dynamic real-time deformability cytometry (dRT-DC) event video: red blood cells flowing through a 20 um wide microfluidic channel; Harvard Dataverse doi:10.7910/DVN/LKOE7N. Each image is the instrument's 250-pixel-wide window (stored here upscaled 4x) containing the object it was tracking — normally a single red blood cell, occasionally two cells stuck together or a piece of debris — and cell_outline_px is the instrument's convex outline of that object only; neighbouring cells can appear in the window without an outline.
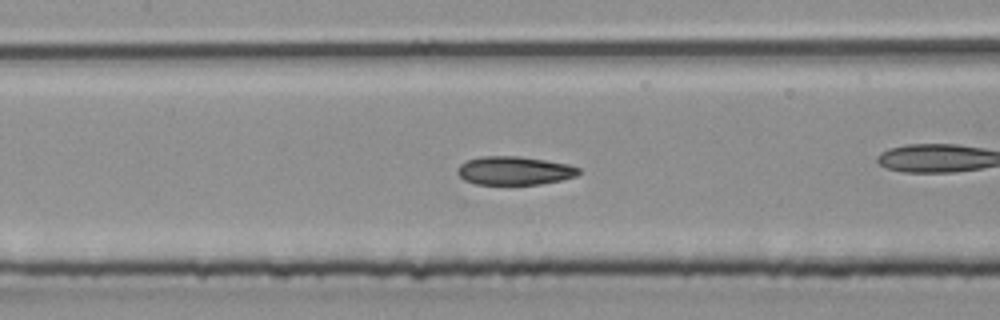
{"species": "common noctule bat (a hibernating species)", "species_latin": "Nyctalus noctula", "temperature_condition": "room temperature", "stored_images_in_passage": 49, "camera_frame_rate_fps": 3000, "um_per_image_px": 0.085, "animal": {"sex": "male", "body_mass_g": 20.4}, "frame": {"image": 1, "passage_image": 22, "time_ms": 7.0, "image_size_px": [1000, 320], "cell_outline_px": [[580, 172], [576, 176], [560, 180], [540, 184], [476, 184], [464, 180], [456, 172], [456, 168], [460, 164], [468, 160], [480, 156], [516, 156], [544, 160], [568, 164], [580, 168]], "centroid_in_image_um": [43.69, 14.5], "position_along_channel_um": 163.7, "area_um2": 20.06}}
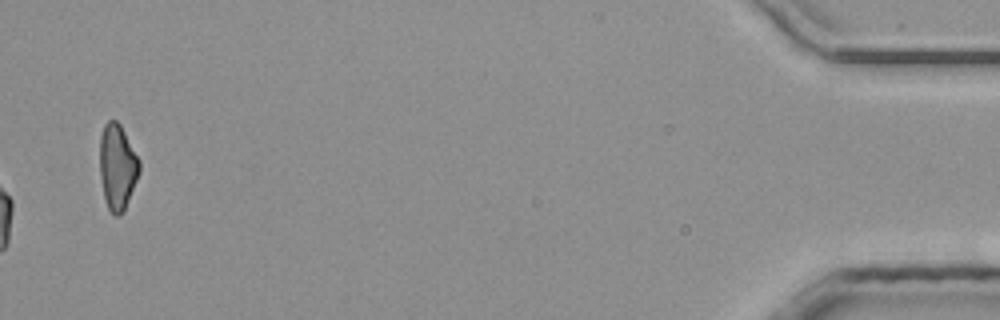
{"frame": {"image": 2, "passage_image": 49, "time_ms": 16.0, "image_size_px": [1000, 320], "cell_outline_px": [[140, 172], [124, 212], [120, 216], [116, 216], [108, 208], [104, 196], [100, 180], [100, 136], [104, 124], [108, 120], [116, 120], [120, 124], [140, 160]], "centroid_in_image_um": [9.98, 14.19], "position_along_channel_um": 425.2, "area_um2": 19.88}}